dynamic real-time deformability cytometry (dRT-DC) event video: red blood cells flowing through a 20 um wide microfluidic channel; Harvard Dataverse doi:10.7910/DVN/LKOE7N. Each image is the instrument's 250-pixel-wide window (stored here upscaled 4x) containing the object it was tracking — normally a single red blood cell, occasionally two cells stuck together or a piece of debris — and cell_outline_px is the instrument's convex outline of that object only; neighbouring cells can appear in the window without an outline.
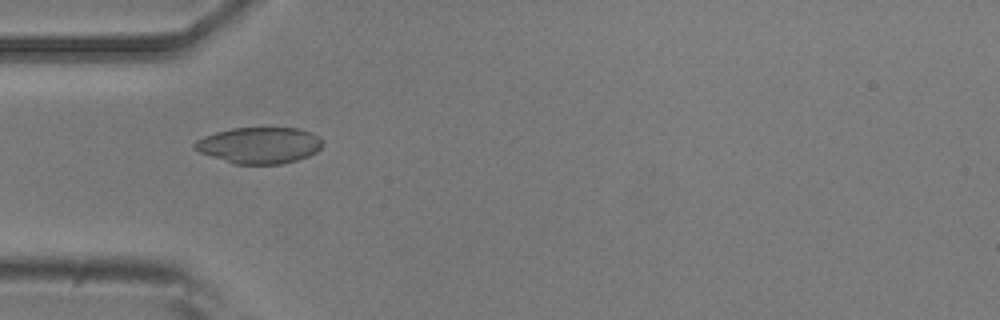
{"species": "common noctule bat (a hibernating species)", "species_latin": "Nyctalus noctula", "temperature_condition": "room temperature", "stored_images_in_passage": 7, "camera_frame_rate_fps": 3000, "um_per_image_px": 0.085, "animal": {"sex": "male", "body_mass_g": 20.5, "forearm_length_mm": 52.5}, "frame": {"image": 1, "passage_image": 4, "time_ms": 4.333, "image_size_px": [1000, 320], "cell_outline_px": [[324, 144], [316, 152], [308, 156], [284, 164], [236, 164], [200, 152], [192, 148], [192, 144], [196, 140], [204, 136], [216, 132], [232, 128], [300, 128], [312, 132], [320, 136], [324, 140]], "centroid_in_image_um": [22.09, 12.34], "position_along_channel_um": 62.9, "area_um2": 27.22}}
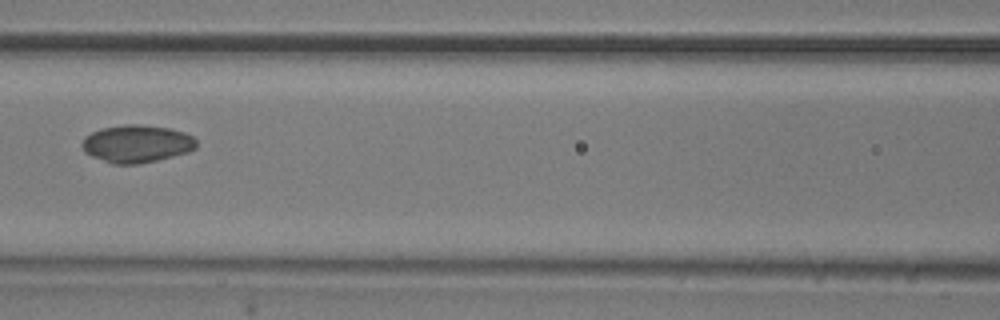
{"frame": {"image": 2, "passage_image": 6, "time_ms": 6.667, "image_size_px": [1000, 320], "cell_outline_px": [[196, 148], [188, 152], [156, 160], [136, 164], [112, 164], [92, 156], [84, 152], [84, 136], [92, 132], [104, 128], [124, 124], [140, 124], [172, 128], [184, 132], [192, 136], [196, 140]], "centroid_in_image_um": [11.65, 12.21], "position_along_channel_um": 155.0, "area_um2": 24.91}}
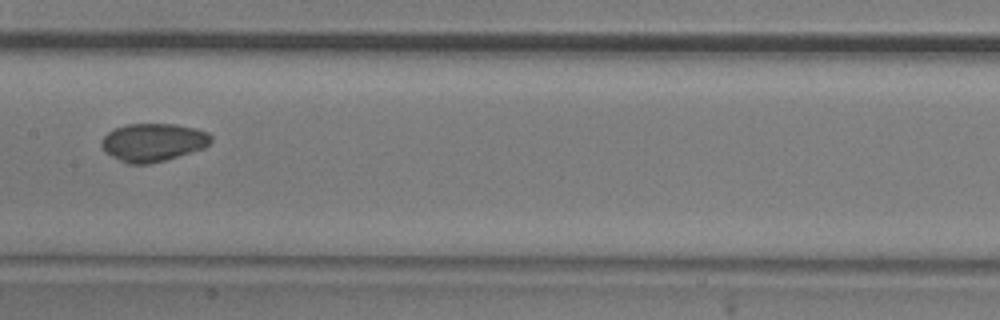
{"frame": {"image": 3, "passage_image": 7, "time_ms": 7.667, "image_size_px": [1000, 320], "cell_outline_px": [[212, 140], [204, 148], [164, 160], [148, 164], [128, 164], [104, 152], [100, 144], [104, 136], [108, 132], [124, 124], [176, 124], [196, 128], [208, 132], [212, 136]], "centroid_in_image_um": [13.0, 12.09], "position_along_channel_um": 194.4, "area_um2": 24.28}}